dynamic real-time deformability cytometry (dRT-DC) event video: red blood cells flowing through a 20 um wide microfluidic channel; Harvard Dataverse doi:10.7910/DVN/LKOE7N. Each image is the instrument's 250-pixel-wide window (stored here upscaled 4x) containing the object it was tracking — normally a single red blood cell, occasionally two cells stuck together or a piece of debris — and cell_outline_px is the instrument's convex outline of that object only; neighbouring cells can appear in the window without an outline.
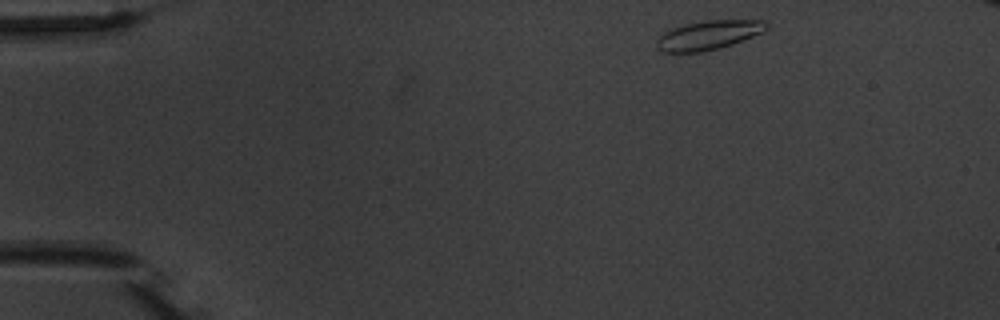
{"species": "common noctule bat (a hibernating species)", "species_latin": "Nyctalus noctula", "temperature_condition": "warm", "stored_images_in_passage": 3, "camera_frame_rate_fps": 3000, "um_per_image_px": 0.085, "animal": {"sex": "male", "body_mass_g": 20.1, "forearm_length_mm": 53.5}, "frame": {"image": 1, "passage_image": 1, "time_ms": 0.0, "image_size_px": [1000, 320], "cell_outline_px": [[768, 28], [764, 32], [732, 44], [720, 48], [700, 52], [660, 52], [656, 48], [656, 40], [664, 32], [672, 28], [684, 24], [704, 20], [764, 20], [768, 24]], "centroid_in_image_um": [60.21, 2.98], "position_along_channel_um": 24.8, "area_um2": 18.79}}